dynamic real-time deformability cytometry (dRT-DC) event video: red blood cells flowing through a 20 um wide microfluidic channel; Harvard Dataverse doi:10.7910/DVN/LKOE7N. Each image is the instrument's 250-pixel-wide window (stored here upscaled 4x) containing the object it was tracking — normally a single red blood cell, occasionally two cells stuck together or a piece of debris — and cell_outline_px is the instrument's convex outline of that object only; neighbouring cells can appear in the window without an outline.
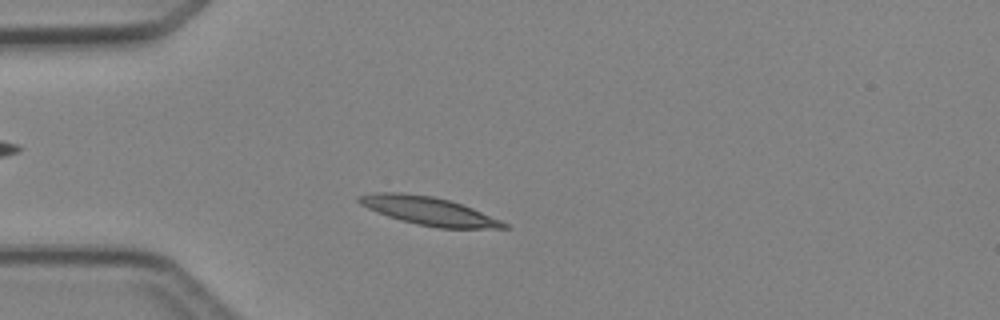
{"species": "Egyptian fruit bat (a non-hibernating species)", "species_latin": "Rousettus aegyptiacus", "temperature_condition": "cold", "stored_images_in_passage": 43, "camera_frame_rate_fps": 3000, "um_per_image_px": 0.085, "animal": {"sex": "female"}, "frame": {"image": 1, "passage_image": 8, "time_ms": 2.333, "image_size_px": [1000, 320], "cell_outline_px": [[508, 228], [444, 228], [420, 224], [404, 220], [380, 212], [364, 204], [360, 200], [364, 196], [428, 196], [448, 200], [460, 204], [496, 220], [504, 224]], "centroid_in_image_um": [36.65, 18.01], "position_along_channel_um": 48.4, "area_um2": 20.63}}
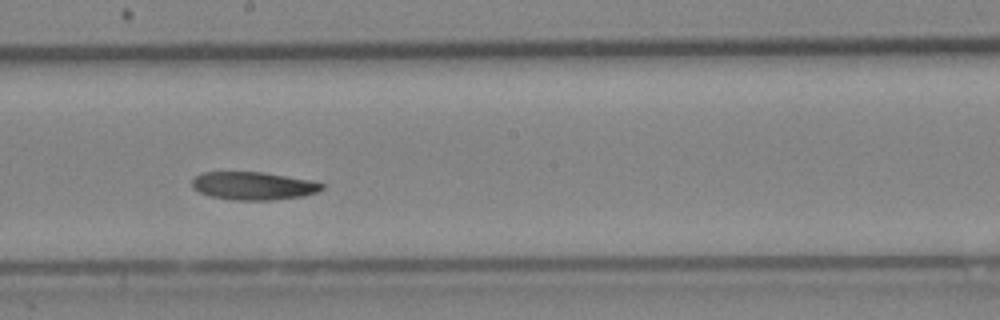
{"frame": {"image": 2, "passage_image": 22, "time_ms": 7.0, "image_size_px": [1000, 320], "cell_outline_px": [[324, 184], [320, 188], [312, 192], [296, 196], [216, 196], [204, 192], [196, 188], [192, 184], [196, 176], [208, 172], [256, 172], [280, 176]], "centroid_in_image_um": [21.44, 15.7], "position_along_channel_um": 226.8, "area_um2": 17.92}}
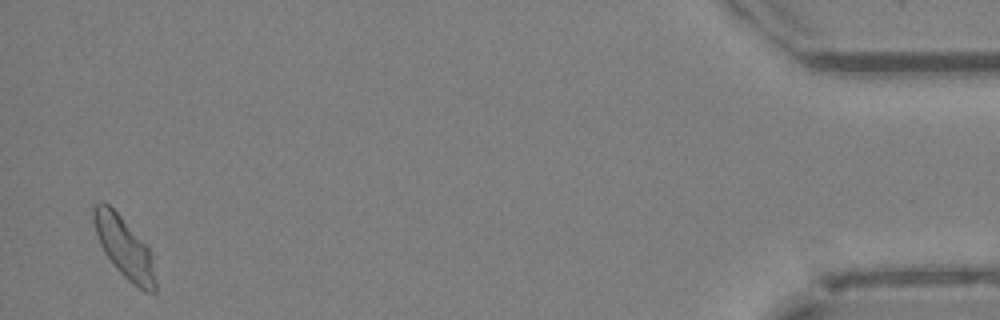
{"frame": {"image": 3, "passage_image": 42, "time_ms": 13.667, "image_size_px": [1000, 320], "cell_outline_px": [[156, 288], [152, 292], [140, 288], [108, 256], [100, 240], [96, 228], [96, 208], [104, 204], [108, 204], [116, 212], [148, 248], [156, 284]], "centroid_in_image_um": [10.63, 21.05], "position_along_channel_um": 424.6, "area_um2": 19.13}, "authors_computed_cell_mechanics": {"area_um2": 19.2474, "velocity_mm_per_s": 4.1857, "shape_relaxation_time_tau1_ms": 5.5437, "shape_relaxation_time_tau2_ms": null, "deformation_change_tau1": 0.1239, "deformation_change_tau2": null}}